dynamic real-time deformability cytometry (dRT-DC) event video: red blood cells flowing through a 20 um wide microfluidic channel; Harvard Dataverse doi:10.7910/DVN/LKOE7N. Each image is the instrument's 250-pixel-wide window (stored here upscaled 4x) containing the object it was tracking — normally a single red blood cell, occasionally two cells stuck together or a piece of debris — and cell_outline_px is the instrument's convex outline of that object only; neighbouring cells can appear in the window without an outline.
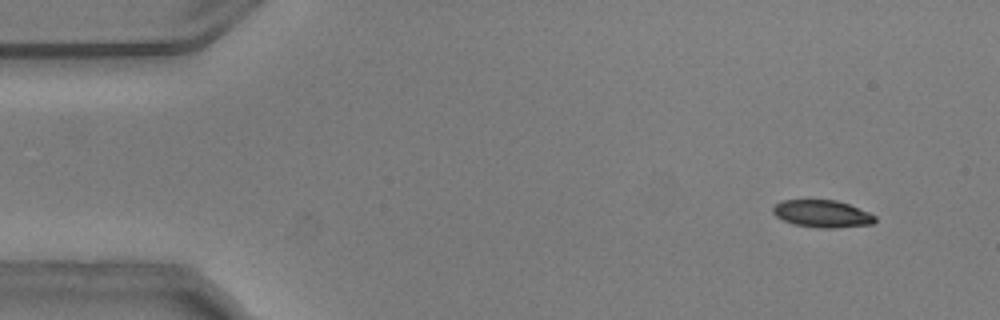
{"species": "common noctule bat (a hibernating species)", "species_latin": "Nyctalus noctula", "temperature_condition": "warm", "stored_images_in_passage": 15, "camera_frame_rate_fps": 3000, "um_per_image_px": 0.085, "animal": {"sex": "male", "body_mass_g": 20.5, "forearm_length_mm": 52.5}, "frame": {"image": 1, "passage_image": 5, "time_ms": 1.333, "image_size_px": [1000, 320], "cell_outline_px": [[876, 220], [872, 224], [836, 228], [820, 228], [792, 224], [776, 216], [772, 212], [772, 208], [780, 200], [836, 200], [848, 204], [868, 212], [876, 216]], "centroid_in_image_um": [69.87, 18.17], "position_along_channel_um": 15.1, "area_um2": 16.24}}